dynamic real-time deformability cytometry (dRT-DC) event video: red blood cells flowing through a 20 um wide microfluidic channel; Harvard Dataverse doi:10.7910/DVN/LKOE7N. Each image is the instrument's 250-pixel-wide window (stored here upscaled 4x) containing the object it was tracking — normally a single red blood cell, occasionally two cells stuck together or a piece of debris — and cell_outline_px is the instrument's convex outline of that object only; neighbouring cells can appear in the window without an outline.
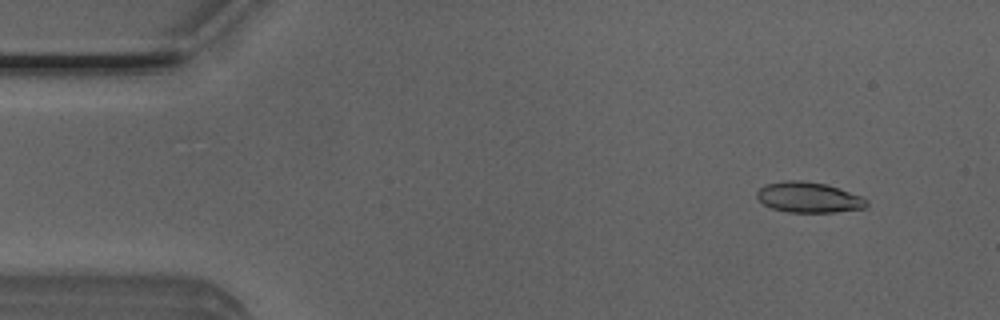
{"species": "Egyptian fruit bat (a non-hibernating species)", "species_latin": "Rousettus aegyptiacus", "temperature_condition": "room temperature", "stored_images_in_passage": 47, "camera_frame_rate_fps": 3000, "um_per_image_px": 0.085, "animal": {"sex": "male"}, "frame": {"image": 1, "passage_image": 1, "time_ms": 0.0, "image_size_px": [1000, 320], "cell_outline_px": [[868, 208], [836, 212], [788, 212], [772, 208], [764, 204], [756, 196], [756, 192], [764, 184], [784, 180], [804, 180], [824, 184], [864, 196], [868, 200]], "centroid_in_image_um": [68.77, 16.77], "position_along_channel_um": 16.2, "area_um2": 19.71}}
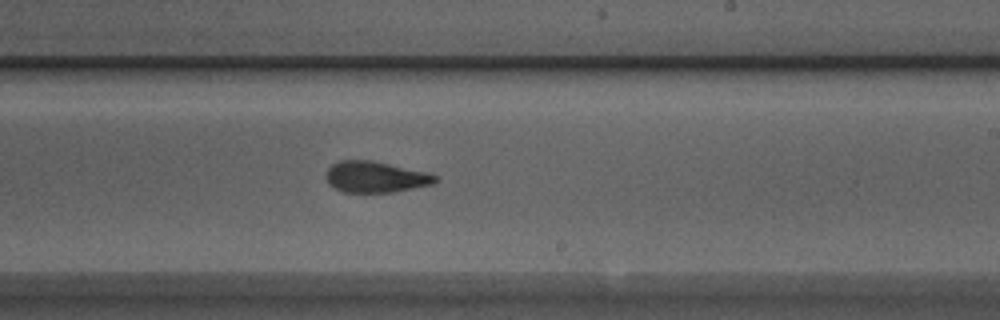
{"frame": {"image": 2, "passage_image": 26, "time_ms": 8.333, "image_size_px": [1000, 320], "cell_outline_px": [[440, 180], [432, 184], [396, 192], [344, 192], [328, 184], [328, 168], [332, 164], [340, 160], [372, 160], [428, 172], [440, 176]], "centroid_in_image_um": [31.99, 15.04], "position_along_channel_um": 257.0, "area_um2": 19.88}}
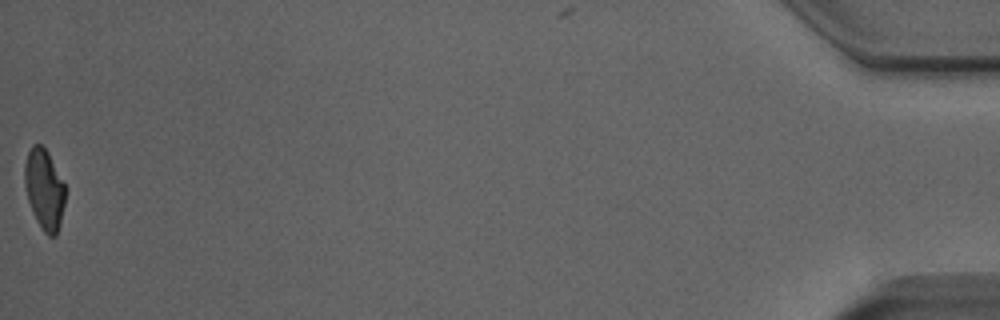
{"frame": {"image": 3, "passage_image": 47, "time_ms": 15.333, "image_size_px": [1000, 320], "cell_outline_px": [[64, 204], [60, 224], [56, 236], [48, 236], [44, 232], [36, 220], [28, 200], [24, 184], [24, 164], [28, 152], [32, 144], [40, 144], [48, 152], [64, 184]], "centroid_in_image_um": [3.74, 16.09], "position_along_channel_um": 431.5, "area_um2": 18.84}, "authors_computed_cell_mechanics": {"area_um2": 19.9988, "velocity_mm_per_s": 4.0268, "shape_relaxation_time_tau1_ms": 4.501, "shape_relaxation_time_tau2_ms": 1.6951, "deformation_change_tau1": 0.1859, "deformation_change_tau2": 0.0976}}